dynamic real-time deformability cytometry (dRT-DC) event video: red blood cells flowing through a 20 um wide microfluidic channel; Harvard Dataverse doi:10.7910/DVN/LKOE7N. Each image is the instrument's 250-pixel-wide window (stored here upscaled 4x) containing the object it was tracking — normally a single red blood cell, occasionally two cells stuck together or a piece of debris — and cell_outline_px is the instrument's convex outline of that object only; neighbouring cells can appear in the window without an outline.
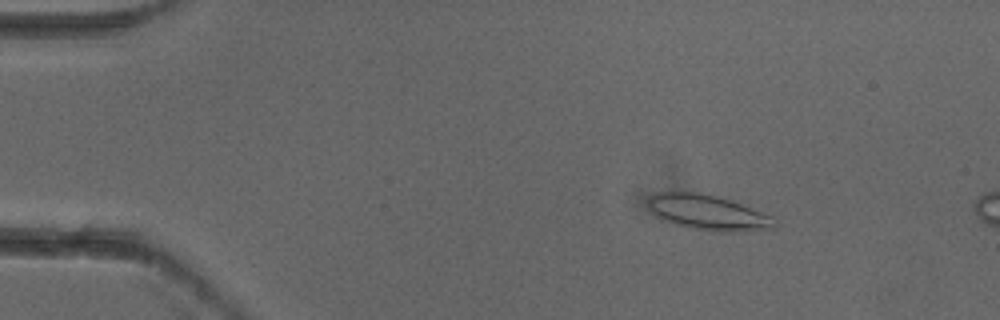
{"species": "common noctule bat (a hibernating species)", "species_latin": "Nyctalus noctula", "temperature_condition": "cold", "stored_images_in_passage": 3, "camera_frame_rate_fps": 3000, "um_per_image_px": 0.085, "animal": {"sex": "female"}, "frame": {"image": 1, "passage_image": 1, "time_ms": 0.0, "image_size_px": [1000, 320], "cell_outline_px": [[776, 228], [732, 232], [720, 232], [692, 228], [676, 224], [656, 216], [652, 212], [648, 204], [648, 200], [656, 192], [696, 192], [716, 196], [732, 200], [772, 216], [776, 220]], "centroid_in_image_um": [60.21, 18.06], "position_along_channel_um": 24.8, "area_um2": 25.72}}